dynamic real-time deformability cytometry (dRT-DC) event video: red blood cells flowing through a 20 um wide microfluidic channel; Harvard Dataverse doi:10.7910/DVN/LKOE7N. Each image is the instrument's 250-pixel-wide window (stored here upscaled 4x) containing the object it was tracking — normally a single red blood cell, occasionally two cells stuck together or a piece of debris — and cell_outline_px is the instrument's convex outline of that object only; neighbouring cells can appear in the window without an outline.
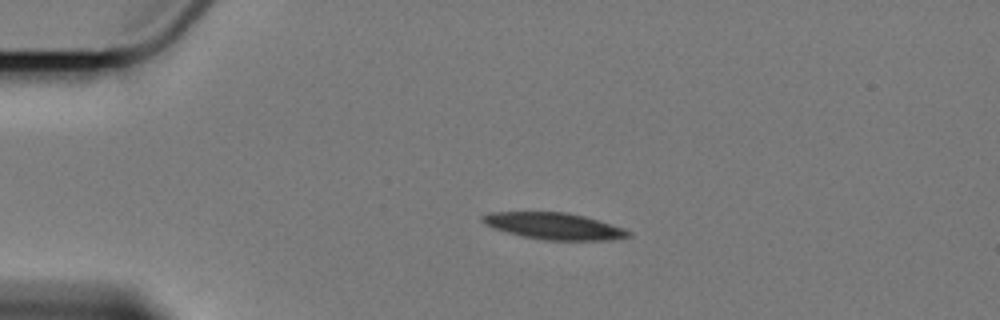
{"species": "Egyptian fruit bat (a non-hibernating species)", "species_latin": "Rousettus aegyptiacus", "temperature_condition": "cold", "stored_images_in_passage": 4, "camera_frame_rate_fps": 3000, "um_per_image_px": 0.085, "animal": {"sex": "female"}, "frame": {"image": 1, "passage_image": 3, "time_ms": 2.333, "image_size_px": [1000, 320], "cell_outline_px": [[632, 236], [604, 240], [544, 240], [524, 236], [508, 232], [484, 224], [480, 220], [480, 216], [488, 212], [568, 212], [584, 216], [624, 228], [632, 232]], "centroid_in_image_um": [47.08, 19.21], "position_along_channel_um": 37.9, "area_um2": 22.48}}